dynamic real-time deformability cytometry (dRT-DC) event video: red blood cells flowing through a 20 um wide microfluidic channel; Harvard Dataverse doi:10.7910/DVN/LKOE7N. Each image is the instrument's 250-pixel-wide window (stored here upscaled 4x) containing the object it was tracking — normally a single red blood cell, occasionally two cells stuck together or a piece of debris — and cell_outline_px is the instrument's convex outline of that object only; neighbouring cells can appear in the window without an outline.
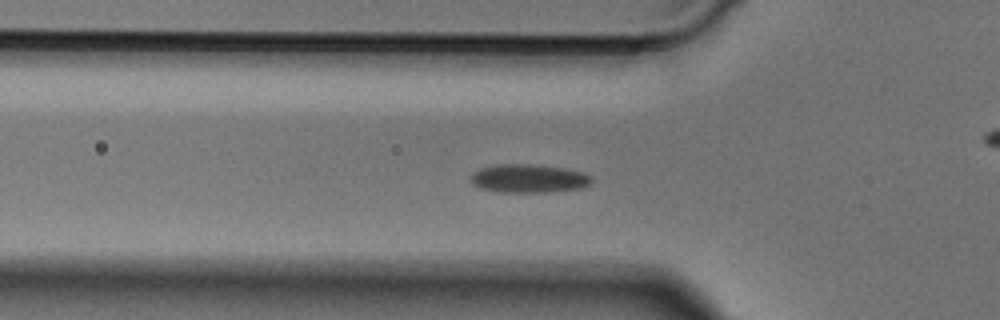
{"species": "Egyptian fruit bat (a non-hibernating species)", "species_latin": "Rousettus aegyptiacus", "temperature_condition": "cold", "stored_images_in_passage": 50, "camera_frame_rate_fps": 3000, "um_per_image_px": 0.085, "animal": {"sex": "male"}, "frame": {"image": 1, "passage_image": 15, "time_ms": 4.667, "image_size_px": [1000, 320], "cell_outline_px": [[592, 184], [580, 188], [552, 192], [496, 192], [480, 188], [472, 184], [472, 172], [480, 168], [496, 164], [536, 164], [564, 168], [584, 172], [592, 176]], "centroid_in_image_um": [44.96, 15.17], "position_along_channel_um": 80.8, "area_um2": 20.35}}
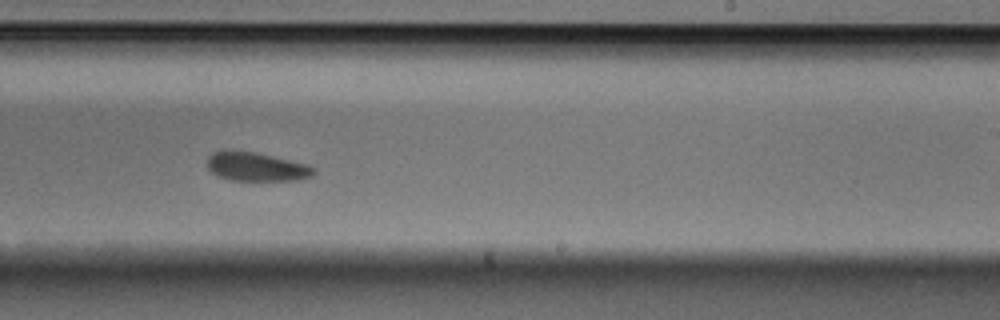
{"frame": {"image": 2, "passage_image": 29, "time_ms": 9.333, "image_size_px": [1000, 320], "cell_outline_px": [[316, 172], [312, 176], [296, 180], [232, 180], [220, 176], [212, 172], [208, 168], [208, 156], [212, 152], [256, 152], [308, 164], [316, 168]], "centroid_in_image_um": [21.86, 14.19], "position_along_channel_um": 267.1, "area_um2": 17.51}}
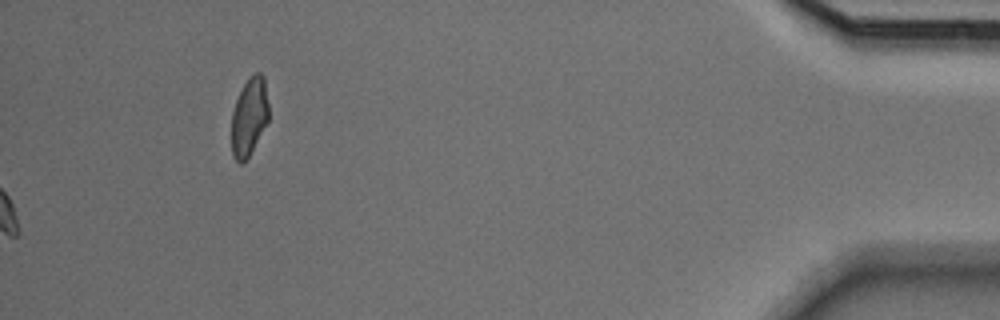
{"frame": {"image": 3, "passage_image": 50, "time_ms": 16.333, "image_size_px": [1000, 320], "cell_outline_px": [[268, 120], [248, 156], [240, 164], [232, 156], [232, 112], [236, 100], [244, 84], [256, 72], [260, 72], [264, 76], [268, 104]], "centroid_in_image_um": [21.18, 9.91], "position_along_channel_um": 414.0, "area_um2": 16.47}}